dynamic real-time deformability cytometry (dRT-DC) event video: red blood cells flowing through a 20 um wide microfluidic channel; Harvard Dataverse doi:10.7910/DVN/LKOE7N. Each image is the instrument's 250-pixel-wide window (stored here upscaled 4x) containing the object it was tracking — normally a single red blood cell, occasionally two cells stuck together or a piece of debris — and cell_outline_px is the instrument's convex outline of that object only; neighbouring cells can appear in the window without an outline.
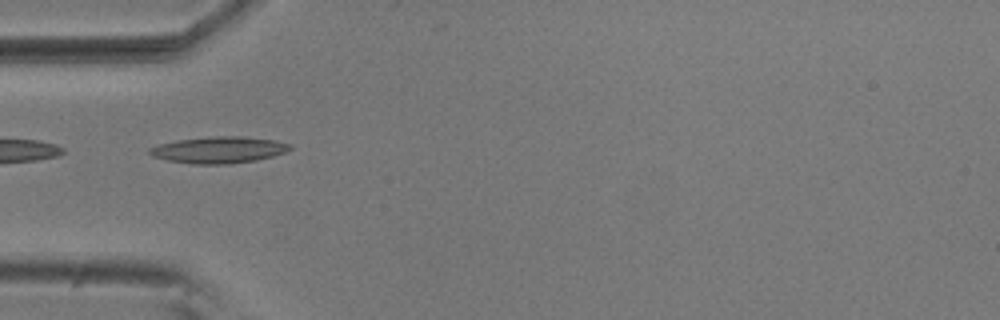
{"species": "common noctule bat (a hibernating species)", "species_latin": "Nyctalus noctula", "temperature_condition": "room temperature", "stored_images_in_passage": 9, "camera_frame_rate_fps": 3000, "um_per_image_px": 0.085, "animal": {"sex": "male", "body_mass_g": 20.5, "forearm_length_mm": 52.5}, "frame": {"image": 1, "passage_image": 4, "time_ms": 1.0, "image_size_px": [1000, 320], "cell_outline_px": [[292, 148], [284, 152], [272, 156], [256, 160], [228, 164], [192, 164], [168, 160], [152, 156], [148, 152], [148, 148], [160, 144], [176, 140], [212, 136], [244, 136], [276, 140], [292, 144]], "centroid_in_image_um": [18.6, 12.73], "position_along_channel_um": 66.4, "area_um2": 21.79}}
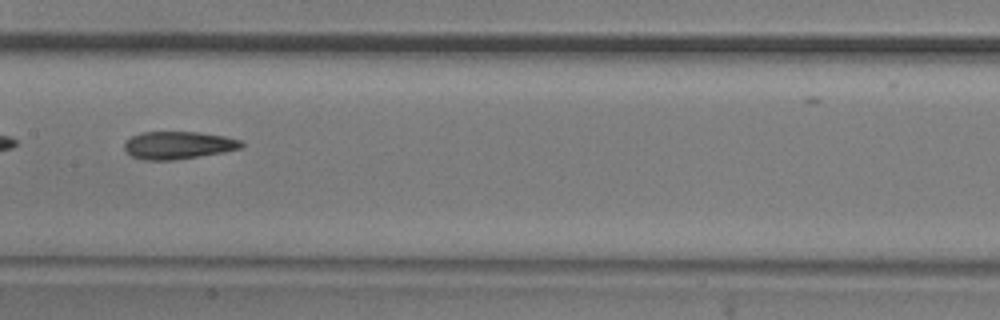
{"frame": {"image": 2, "passage_image": 7, "time_ms": 2.0, "image_size_px": [1000, 320], "cell_outline_px": [[244, 148], [224, 152], [172, 160], [144, 160], [132, 156], [124, 148], [124, 144], [132, 136], [140, 132], [200, 132], [224, 136], [240, 140], [244, 144]], "centroid_in_image_um": [15.18, 12.34], "position_along_channel_um": 192.2, "area_um2": 18.79}}
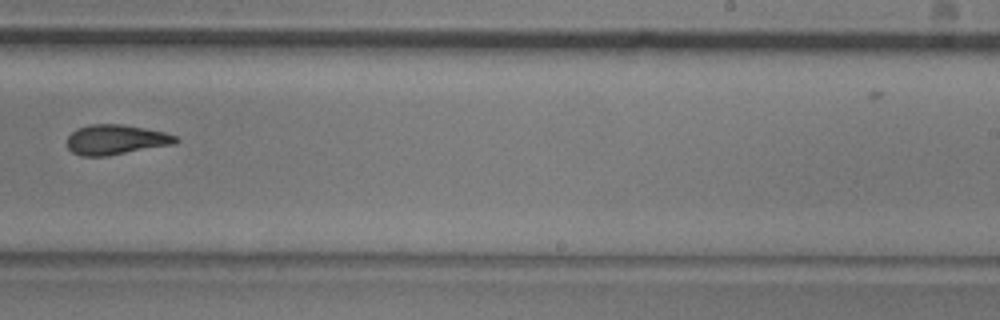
{"frame": {"image": 3, "passage_image": 9, "time_ms": 2.667, "image_size_px": [1000, 320], "cell_outline_px": [[180, 140], [176, 144], [104, 156], [80, 156], [72, 152], [68, 148], [68, 136], [76, 128], [88, 124], [120, 124], [144, 128], [164, 132], [176, 136]], "centroid_in_image_um": [9.84, 11.87], "position_along_channel_um": 279.2, "area_um2": 18.96}}